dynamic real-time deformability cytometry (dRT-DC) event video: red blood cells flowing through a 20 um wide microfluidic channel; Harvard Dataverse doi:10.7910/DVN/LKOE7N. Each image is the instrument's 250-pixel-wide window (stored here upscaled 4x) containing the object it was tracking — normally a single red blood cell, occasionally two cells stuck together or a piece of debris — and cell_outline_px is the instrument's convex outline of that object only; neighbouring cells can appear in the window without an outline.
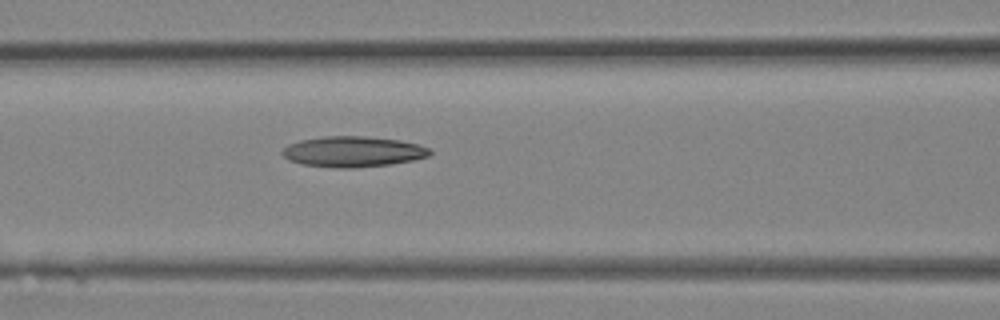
{"species": "Egyptian fruit bat (a non-hibernating species)", "species_latin": "Rousettus aegyptiacus", "temperature_condition": "room temperature", "stored_images_in_passage": 12, "camera_frame_rate_fps": 3000, "um_per_image_px": 0.085, "animal": {"sex": "female"}, "frame": {"image": 1, "passage_image": 12, "time_ms": 3.667, "image_size_px": [1000, 320], "cell_outline_px": [[432, 152], [428, 156], [412, 160], [388, 164], [352, 168], [336, 168], [300, 164], [288, 160], [280, 152], [288, 144], [300, 140], [324, 136], [364, 136], [400, 140], [420, 144], [428, 148]], "centroid_in_image_um": [29.97, 12.88], "position_along_channel_um": 136.6, "area_um2": 26.36}}